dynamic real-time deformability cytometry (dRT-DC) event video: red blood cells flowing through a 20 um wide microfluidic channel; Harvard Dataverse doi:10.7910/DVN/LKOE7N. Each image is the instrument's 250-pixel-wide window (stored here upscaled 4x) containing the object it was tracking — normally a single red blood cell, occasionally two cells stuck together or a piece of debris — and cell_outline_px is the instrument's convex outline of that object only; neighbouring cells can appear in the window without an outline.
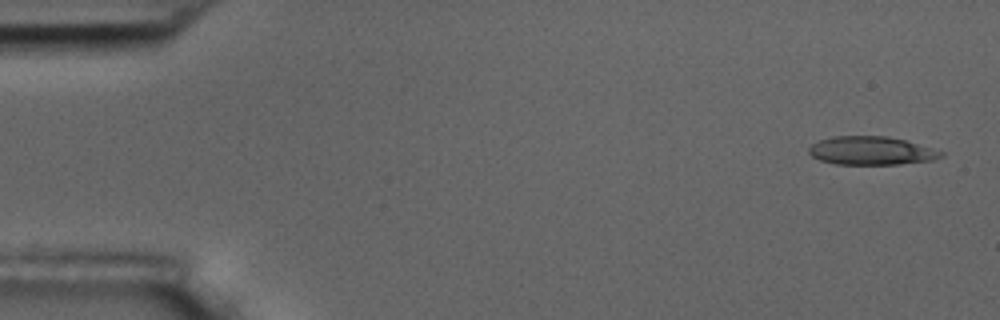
{"species": "common noctule bat (a hibernating species)", "species_latin": "Nyctalus noctula", "temperature_condition": "room temperature", "stored_images_in_passage": 6, "camera_frame_rate_fps": 3000, "um_per_image_px": 0.085, "animal": {"sex": "male", "body_mass_g": 17.5, "forearm_length_mm": 52.3}, "frame": {"image": 1, "passage_image": 1, "time_ms": 0.0, "image_size_px": [1000, 320], "cell_outline_px": [[944, 156], [932, 160], [900, 164], [836, 164], [820, 160], [812, 156], [808, 152], [808, 148], [812, 144], [820, 140], [832, 136], [888, 136], [904, 140], [944, 152]], "centroid_in_image_um": [74.04, 12.81], "position_along_channel_um": 11.0, "area_um2": 21.73}}
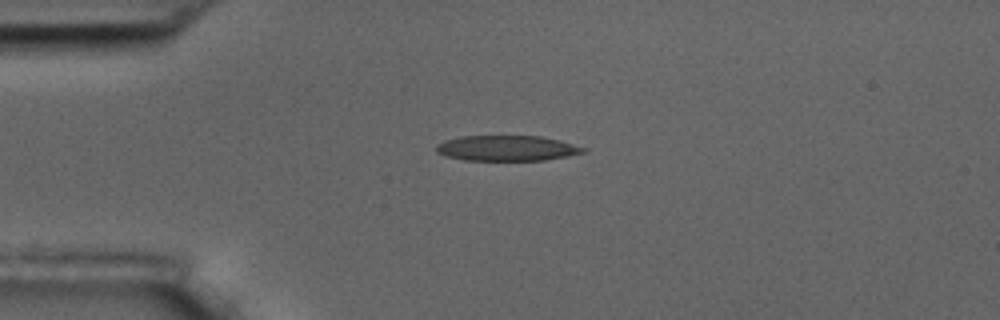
{"frame": {"image": 2, "passage_image": 4, "time_ms": 3.667, "image_size_px": [1000, 320], "cell_outline_px": [[588, 148], [584, 152], [568, 156], [544, 160], [464, 160], [444, 156], [436, 152], [436, 144], [444, 140], [460, 136], [540, 136], [560, 140]], "centroid_in_image_um": [43.07, 12.59], "position_along_channel_um": 41.9, "area_um2": 21.91}}